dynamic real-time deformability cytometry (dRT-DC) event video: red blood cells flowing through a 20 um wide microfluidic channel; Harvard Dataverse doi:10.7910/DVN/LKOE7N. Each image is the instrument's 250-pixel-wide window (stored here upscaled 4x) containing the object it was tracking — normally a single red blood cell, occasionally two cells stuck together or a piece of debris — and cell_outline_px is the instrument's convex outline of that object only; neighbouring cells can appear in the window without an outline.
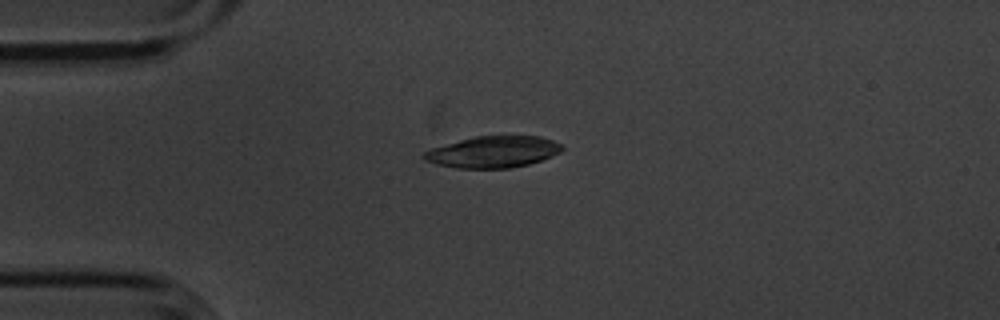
{"species": "common noctule bat (a hibernating species)", "species_latin": "Nyctalus noctula", "temperature_condition": "cold", "stored_images_in_passage": 2, "camera_frame_rate_fps": 3000, "um_per_image_px": 0.085, "animal": {"sex": "male", "body_mass_g": 20.1, "forearm_length_mm": 53.5}, "frame": {"image": 1, "passage_image": 1, "time_ms": 0.0, "image_size_px": [1000, 320], "cell_outline_px": [[564, 148], [560, 152], [540, 160], [528, 164], [512, 168], [456, 168], [436, 164], [424, 160], [420, 156], [424, 152], [432, 148], [460, 140], [476, 136], [508, 132], [540, 136], [552, 140], [560, 144]], "centroid_in_image_um": [41.93, 12.86], "position_along_channel_um": 43.1, "area_um2": 26.13}}